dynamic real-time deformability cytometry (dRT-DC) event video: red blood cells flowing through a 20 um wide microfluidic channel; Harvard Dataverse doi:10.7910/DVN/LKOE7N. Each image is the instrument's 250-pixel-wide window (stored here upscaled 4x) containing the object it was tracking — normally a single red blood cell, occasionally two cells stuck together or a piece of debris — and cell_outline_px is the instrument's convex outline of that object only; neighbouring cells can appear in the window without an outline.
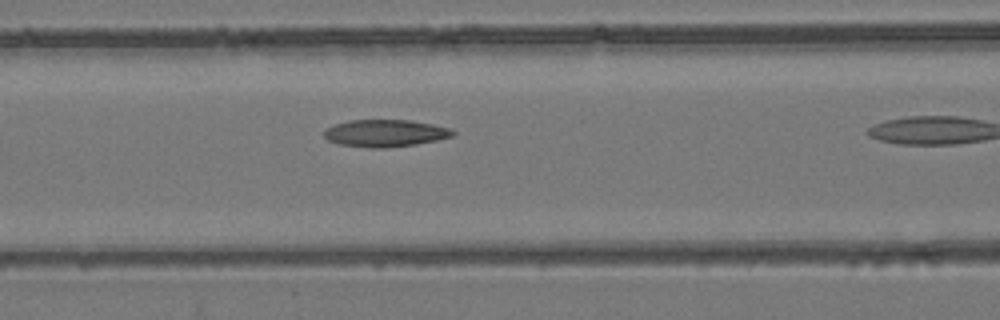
{"species": "common noctule bat (a hibernating species)", "species_latin": "Nyctalus noctula", "temperature_condition": "room temperature", "stored_images_in_passage": 6, "camera_frame_rate_fps": 3000, "um_per_image_px": 0.085, "animal": {"sex": "female", "body_mass_g": 24.6, "forearm_length_mm": 56.2}, "frame": {"image": 1, "passage_image": 6, "time_ms": 1.667, "image_size_px": [1000, 320], "cell_outline_px": [[456, 132], [452, 136], [436, 140], [416, 144], [384, 148], [368, 148], [340, 144], [328, 140], [324, 136], [324, 128], [348, 120], [412, 120], [432, 124], [448, 128]], "centroid_in_image_um": [32.71, 11.32], "position_along_channel_um": 133.9, "area_um2": 20.35}}